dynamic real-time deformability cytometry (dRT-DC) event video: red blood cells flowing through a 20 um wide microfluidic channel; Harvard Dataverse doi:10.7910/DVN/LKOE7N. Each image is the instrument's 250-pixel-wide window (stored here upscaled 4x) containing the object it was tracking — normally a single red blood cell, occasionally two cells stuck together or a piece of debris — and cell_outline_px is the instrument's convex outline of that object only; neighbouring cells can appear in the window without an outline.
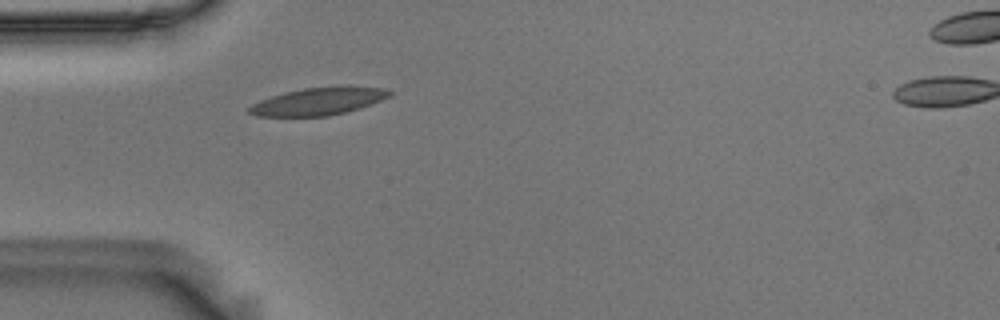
{"species": "Egyptian fruit bat (a non-hibernating species)", "species_latin": "Rousettus aegyptiacus", "temperature_condition": "room temperature", "stored_images_in_passage": 40, "camera_frame_rate_fps": 3000, "um_per_image_px": 0.085, "animal": {"sex": "male"}, "frame": {"image": 1, "passage_image": 1, "time_ms": 0.0, "image_size_px": [1000, 320], "cell_outline_px": [[392, 92], [388, 96], [380, 100], [344, 112], [328, 116], [256, 116], [248, 112], [248, 108], [252, 104], [260, 100], [284, 92], [304, 88], [340, 84], [348, 84], [384, 88]], "centroid_in_image_um": [27.06, 8.57], "position_along_channel_um": 57.9, "area_um2": 22.66}}
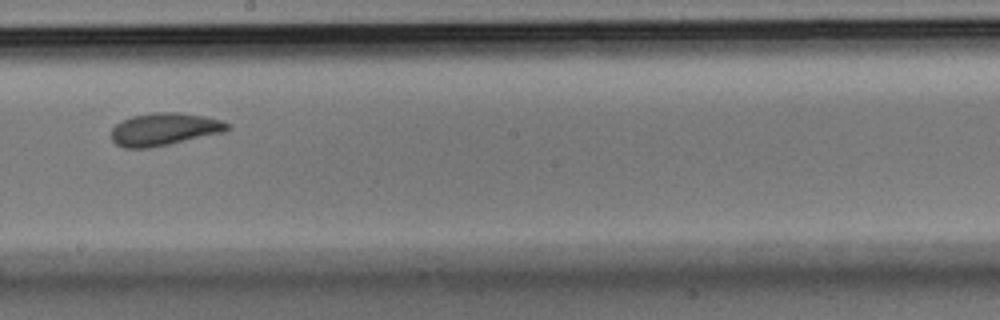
{"frame": {"image": 2, "passage_image": 16, "time_ms": 5.0, "image_size_px": [1000, 320], "cell_outline_px": [[232, 128], [224, 132], [168, 144], [148, 148], [124, 148], [116, 144], [112, 140], [112, 128], [120, 120], [132, 116], [152, 112], [176, 112], [204, 116], [220, 120], [232, 124]], "centroid_in_image_um": [13.96, 10.97], "position_along_channel_um": 234.2, "area_um2": 22.08}}
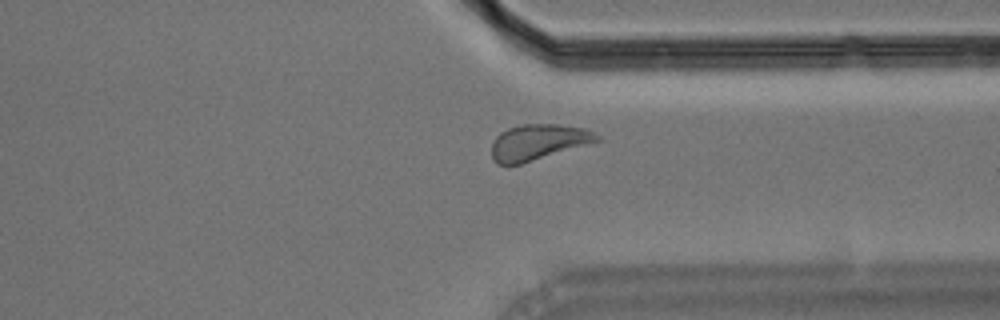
{"frame": {"image": 3, "passage_image": 27, "time_ms": 8.667, "image_size_px": [1000, 320], "cell_outline_px": [[600, 140], [588, 144], [520, 164], [496, 164], [492, 160], [492, 140], [500, 132], [508, 128], [520, 124], [556, 124], [584, 128], [600, 136]], "centroid_in_image_um": [45.69, 12.07], "position_along_channel_um": 365.7, "area_um2": 21.79}, "authors_computed_cell_mechanics": {"area_um2": 21.7617, "velocity_mm_per_s": 3.5896, "shape_relaxation_time_tau1_ms": 4.0505, "shape_relaxation_time_tau2_ms": 2.1841, "deformation_change_tau1": 0.1054, "deformation_change_tau2": 0.0661}}